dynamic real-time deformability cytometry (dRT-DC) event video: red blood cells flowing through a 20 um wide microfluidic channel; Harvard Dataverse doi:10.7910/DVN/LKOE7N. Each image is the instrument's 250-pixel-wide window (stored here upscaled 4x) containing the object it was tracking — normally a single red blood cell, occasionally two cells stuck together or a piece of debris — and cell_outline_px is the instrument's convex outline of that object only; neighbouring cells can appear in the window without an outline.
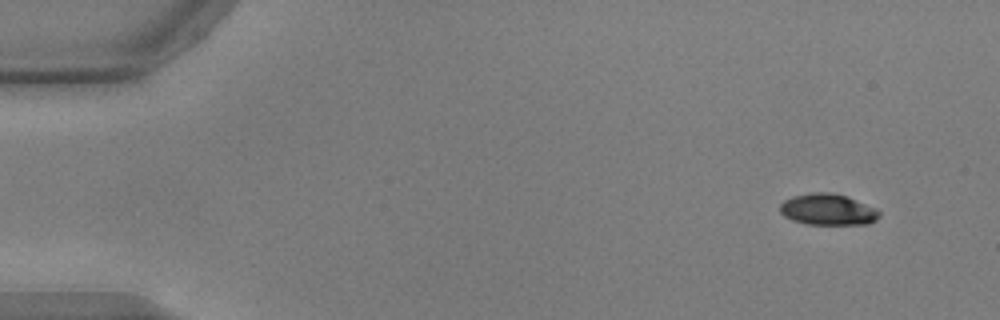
{"species": "common noctule bat (a hibernating species)", "species_latin": "Nyctalus noctula", "temperature_condition": "warm", "stored_images_in_passage": 53, "camera_frame_rate_fps": 3000, "um_per_image_px": 0.085, "animal": {"sex": "male", "body_mass_g": 17.9, "forearm_length_mm": 54.2}, "frame": {"image": 1, "passage_image": 4, "time_ms": 1.0, "image_size_px": [1000, 320], "cell_outline_px": [[880, 216], [876, 220], [868, 224], [808, 224], [792, 220], [784, 216], [780, 212], [780, 204], [784, 200], [792, 196], [812, 192], [832, 192], [848, 196], [876, 208], [880, 212]], "centroid_in_image_um": [70.37, 17.8], "position_along_channel_um": 14.6, "area_um2": 18.26}}
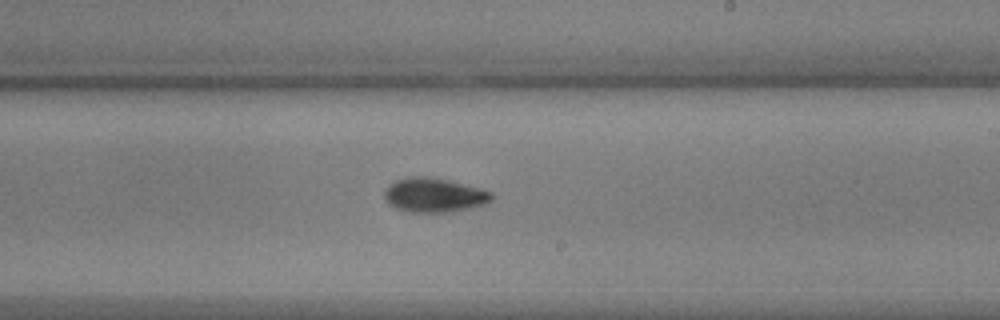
{"frame": {"image": 2, "passage_image": 32, "time_ms": 10.333, "image_size_px": [1000, 320], "cell_outline_px": [[492, 200], [488, 204], [456, 212], [408, 212], [396, 208], [388, 204], [384, 200], [384, 192], [388, 184], [396, 180], [408, 176], [428, 176], [448, 180], [492, 192]], "centroid_in_image_um": [36.88, 16.59], "position_along_channel_um": 252.1, "area_um2": 21.73}}
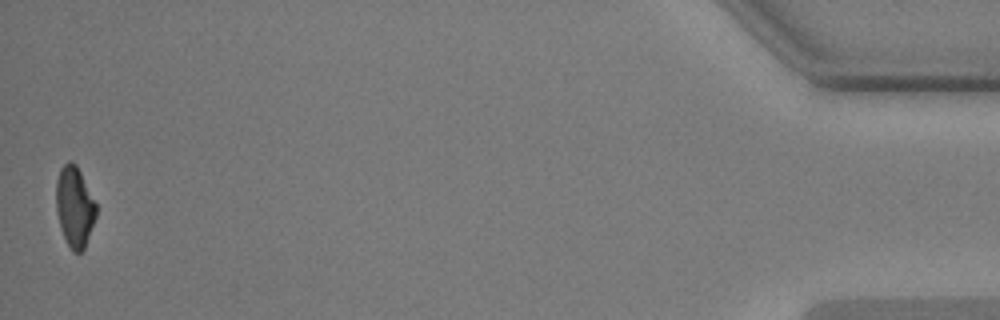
{"frame": {"image": 3, "passage_image": 53, "time_ms": 17.333, "image_size_px": [1000, 320], "cell_outline_px": [[96, 216], [84, 248], [80, 252], [72, 252], [60, 228], [56, 208], [56, 180], [60, 168], [68, 160], [72, 160], [76, 164], [96, 204]], "centroid_in_image_um": [6.32, 17.54], "position_along_channel_um": 428.9, "area_um2": 18.61}, "authors_computed_cell_mechanics": {"area_um2": 19.5942, "velocity_mm_per_s": 3.7785, "shape_relaxation_time_tau1_ms": 2.9205, "shape_relaxation_time_tau2_ms": 7.0736, "deformation_change_tau1": 0.1404, "deformation_change_tau2": 0.1234}}